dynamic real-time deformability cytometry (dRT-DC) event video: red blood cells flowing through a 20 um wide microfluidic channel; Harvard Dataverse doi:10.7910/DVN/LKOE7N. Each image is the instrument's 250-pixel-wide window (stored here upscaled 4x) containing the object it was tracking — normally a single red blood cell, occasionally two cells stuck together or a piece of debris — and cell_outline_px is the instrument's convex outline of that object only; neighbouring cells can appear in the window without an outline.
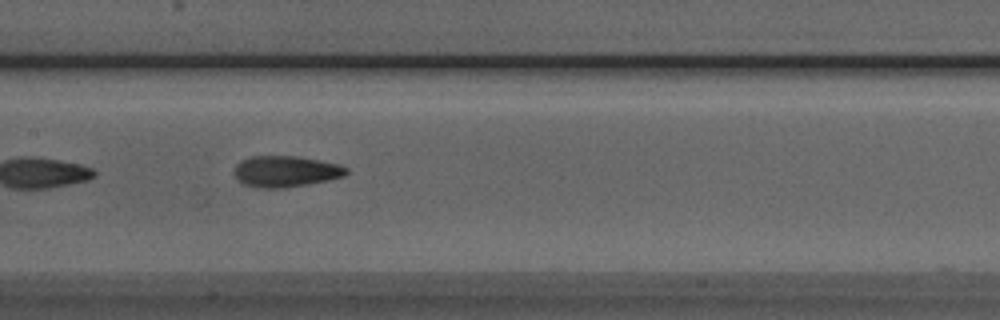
{"species": "Egyptian fruit bat (a non-hibernating species)", "species_latin": "Rousettus aegyptiacus", "temperature_condition": "room temperature", "stored_images_in_passage": 9, "camera_frame_rate_fps": 3000, "um_per_image_px": 0.085, "animal": {"sex": "male"}, "frame": {"image": 1, "passage_image": 7, "time_ms": 7.667, "image_size_px": [1000, 320], "cell_outline_px": [[348, 172], [344, 176], [328, 180], [308, 184], [284, 188], [256, 188], [244, 184], [236, 180], [236, 164], [240, 160], [252, 156], [296, 156], [340, 164], [348, 168]], "centroid_in_image_um": [24.28, 14.57], "position_along_channel_um": 183.1, "area_um2": 20.4}}
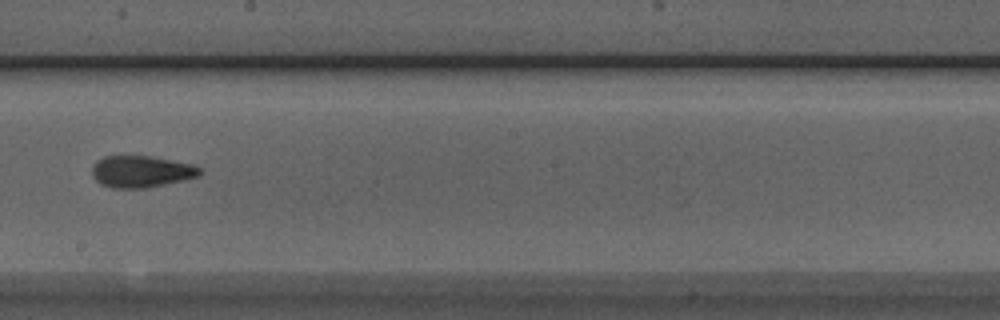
{"frame": {"image": 2, "passage_image": 8, "time_ms": 9.0, "image_size_px": [1000, 320], "cell_outline_px": [[200, 176], [184, 180], [144, 188], [112, 188], [100, 184], [92, 176], [92, 168], [96, 160], [104, 156], [148, 156], [192, 164], [200, 168]], "centroid_in_image_um": [11.97, 14.58], "position_along_channel_um": 236.2, "area_um2": 19.83}}
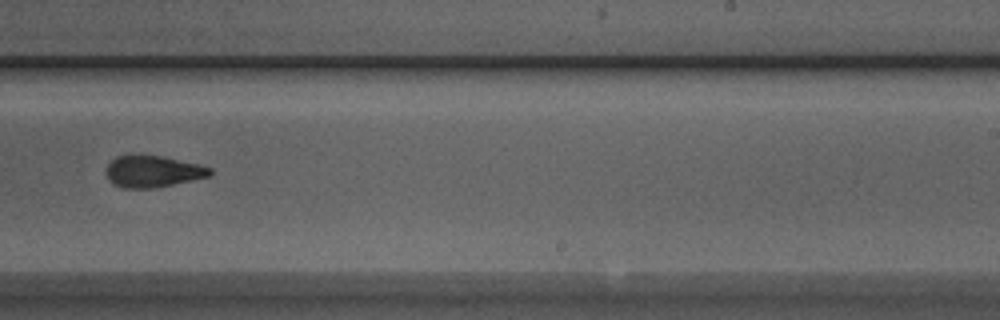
{"frame": {"image": 3, "passage_image": 9, "time_ms": 10.0, "image_size_px": [1000, 320], "cell_outline_px": [[212, 172], [208, 176], [172, 184], [152, 188], [124, 188], [112, 184], [108, 180], [108, 164], [116, 156], [160, 156], [200, 164], [212, 168]], "centroid_in_image_um": [12.99, 14.58], "position_along_channel_um": 276.0, "area_um2": 18.67}}